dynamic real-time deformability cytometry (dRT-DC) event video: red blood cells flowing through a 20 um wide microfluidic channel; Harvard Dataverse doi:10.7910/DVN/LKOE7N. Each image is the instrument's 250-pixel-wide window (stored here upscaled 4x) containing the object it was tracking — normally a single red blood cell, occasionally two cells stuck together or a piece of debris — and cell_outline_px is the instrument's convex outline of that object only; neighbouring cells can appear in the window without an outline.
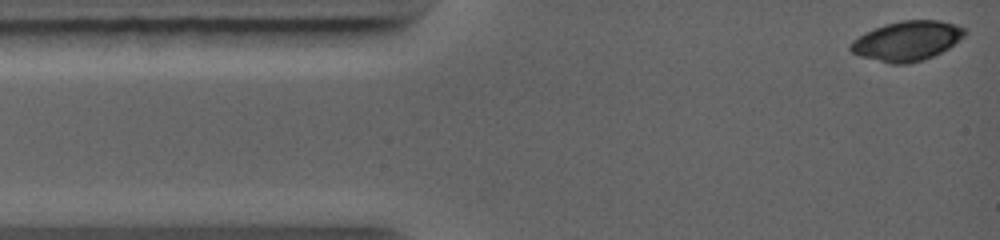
{"species": "common noctule bat (a hibernating species)", "species_latin": "Nyctalus noctula", "temperature_condition": "warm", "stored_images_in_passage": 15, "camera_frame_rate_fps": 5000, "um_per_image_px": 0.085, "animal": {"sex": "female", "body_mass_g": 19.0, "forearm_length_mm": 56.7}, "frame": {"image": 1, "passage_image": 1, "time_ms": 0.0, "image_size_px": [1000, 240], "cell_outline_px": [[968, 32], [960, 40], [948, 48], [924, 60], [908, 64], [892, 64], [860, 56], [852, 52], [848, 48], [848, 44], [852, 40], [864, 32], [884, 24], [900, 20], [940, 20], [956, 24], [964, 28]], "centroid_in_image_um": [77.08, 3.47], "position_along_channel_um": 7.9, "area_um2": 26.65}}
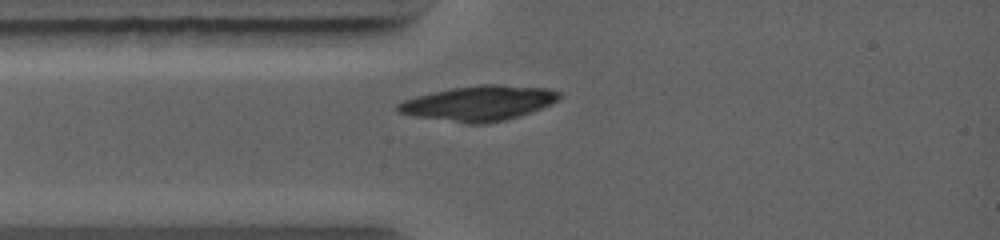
{"frame": {"image": 2, "passage_image": 15, "time_ms": 2.2, "image_size_px": [1000, 240], "cell_outline_px": [[560, 96], [552, 104], [504, 120], [484, 124], [468, 124], [416, 116], [396, 112], [396, 104], [404, 100], [416, 96], [452, 88], [480, 84], [500, 84], [548, 88], [560, 92]], "centroid_in_image_um": [40.68, 8.76], "position_along_channel_um": 44.3, "area_um2": 32.66}}